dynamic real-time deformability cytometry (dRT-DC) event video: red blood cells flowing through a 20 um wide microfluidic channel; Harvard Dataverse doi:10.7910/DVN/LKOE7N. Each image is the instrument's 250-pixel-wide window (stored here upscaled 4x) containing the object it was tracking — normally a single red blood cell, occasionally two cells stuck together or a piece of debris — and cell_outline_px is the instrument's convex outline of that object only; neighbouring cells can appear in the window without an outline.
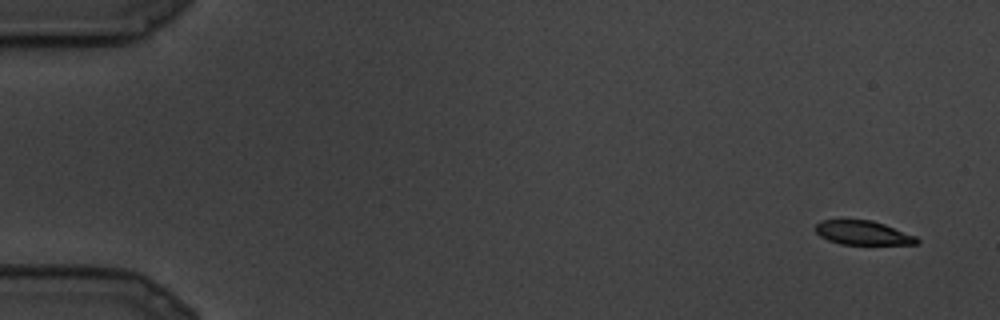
{"species": "common noctule bat (a hibernating species)", "species_latin": "Nyctalus noctula", "temperature_condition": "cold", "stored_images_in_passage": 16, "camera_frame_rate_fps": 3000, "um_per_image_px": 0.085, "animal": {"sex": "male", "body_mass_g": 19.5, "forearm_length_mm": 54.6}, "frame": {"image": 1, "passage_image": 1, "time_ms": 0.0, "image_size_px": [1000, 320], "cell_outline_px": [[920, 244], [840, 244], [828, 240], [820, 236], [816, 232], [816, 224], [820, 220], [872, 220], [884, 224], [916, 236], [920, 240]], "centroid_in_image_um": [73.36, 19.79], "position_along_channel_um": 11.6, "area_um2": 14.16}}